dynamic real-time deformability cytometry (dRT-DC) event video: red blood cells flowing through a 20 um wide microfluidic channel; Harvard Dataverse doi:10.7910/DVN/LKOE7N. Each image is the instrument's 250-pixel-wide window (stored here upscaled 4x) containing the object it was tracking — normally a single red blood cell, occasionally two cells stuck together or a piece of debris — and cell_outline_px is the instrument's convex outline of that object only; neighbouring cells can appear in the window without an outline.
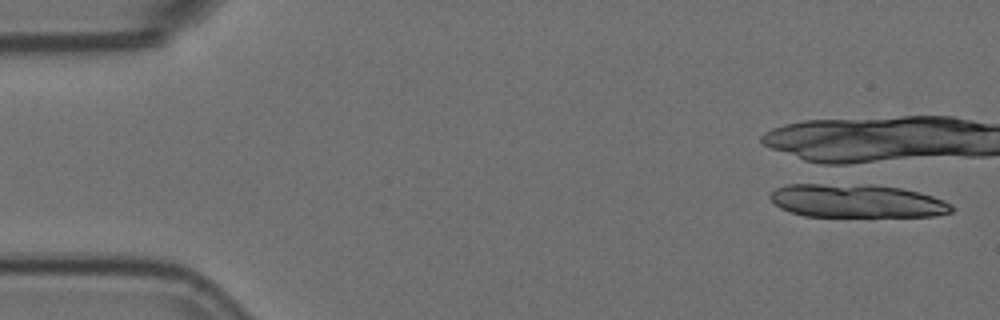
{"species": "Egyptian fruit bat (a non-hibernating species)", "species_latin": "Rousettus aegyptiacus", "temperature_condition": "room temperature", "stored_images_in_passage": 1, "camera_frame_rate_fps": 3000, "um_per_image_px": 0.085, "animal": {"sex": "female"}, "frame": {"image": 1, "passage_image": 1, "time_ms": 0.0, "image_size_px": [1000, 320], "cell_outline_px": [[956, 208], [952, 212], [936, 216], [804, 216], [780, 208], [768, 196], [776, 188], [788, 184], [872, 184], [900, 188], [920, 192], [944, 200], [952, 204]], "centroid_in_image_um": [72.86, 17.07], "position_along_channel_um": 12.1, "area_um2": 35.49}}